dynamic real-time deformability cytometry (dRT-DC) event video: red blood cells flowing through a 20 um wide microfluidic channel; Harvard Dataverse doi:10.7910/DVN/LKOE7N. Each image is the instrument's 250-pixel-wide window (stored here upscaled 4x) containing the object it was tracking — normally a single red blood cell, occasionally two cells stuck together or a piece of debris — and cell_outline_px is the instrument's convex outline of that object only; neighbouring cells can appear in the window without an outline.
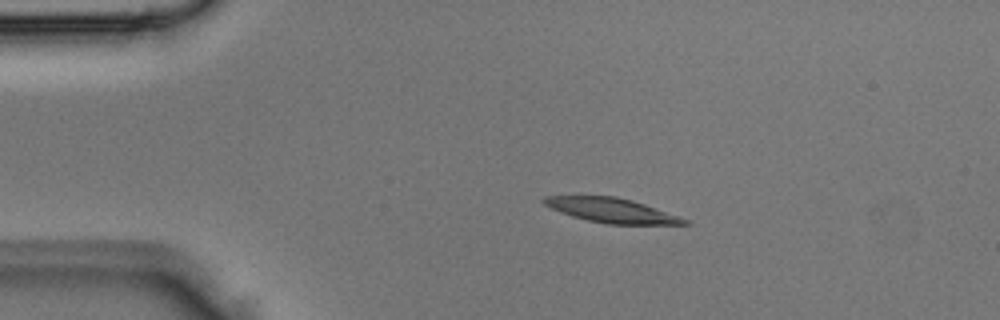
{"species": "Egyptian fruit bat (a non-hibernating species)", "species_latin": "Rousettus aegyptiacus", "temperature_condition": "room temperature", "stored_images_in_passage": 2, "camera_frame_rate_fps": 3000, "um_per_image_px": 0.085, "animal": {"sex": "male"}, "frame": {"image": 1, "passage_image": 1, "time_ms": 0.0, "image_size_px": [1000, 320], "cell_outline_px": [[692, 224], [608, 224], [588, 220], [572, 216], [560, 212], [544, 204], [540, 200], [544, 196], [616, 196], [632, 200], [644, 204], [688, 220]], "centroid_in_image_um": [51.95, 17.87], "position_along_channel_um": 33.1, "area_um2": 19.77}}